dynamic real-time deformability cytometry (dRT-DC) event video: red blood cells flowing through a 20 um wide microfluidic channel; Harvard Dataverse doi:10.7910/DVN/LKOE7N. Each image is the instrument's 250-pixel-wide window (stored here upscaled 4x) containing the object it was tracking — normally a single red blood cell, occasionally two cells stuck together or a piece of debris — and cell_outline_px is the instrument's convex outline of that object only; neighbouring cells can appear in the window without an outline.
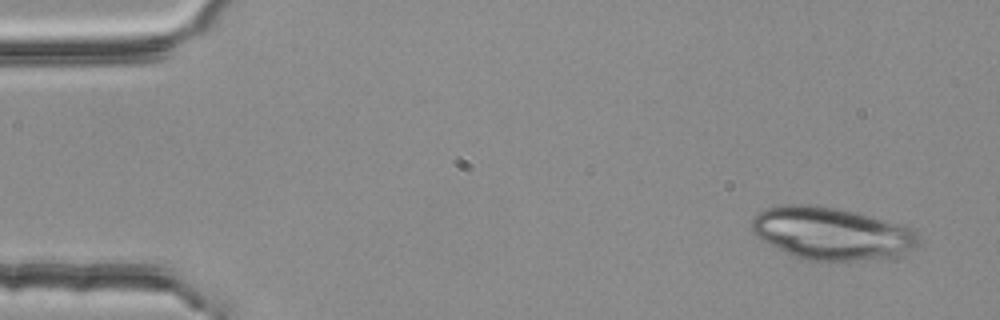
{"species": "common noctule bat (a hibernating species)", "species_latin": "Nyctalus noctula", "temperature_condition": "room temperature", "stored_images_in_passage": 6, "camera_frame_rate_fps": 3000, "um_per_image_px": 0.085, "animal": {"sex": "female", "body_mass_g": 25.1}, "frame": {"image": 1, "passage_image": 1, "time_ms": 0.0, "image_size_px": [1000, 320], "cell_outline_px": [[920, 240], [916, 248], [900, 256], [880, 260], [808, 260], [796, 256], [756, 236], [752, 232], [752, 220], [760, 212], [768, 208], [788, 204], [808, 204], [836, 208], [868, 216], [908, 228], [916, 232]], "centroid_in_image_um": [70.73, 19.86], "position_along_channel_um": 14.3, "area_um2": 50.11}}
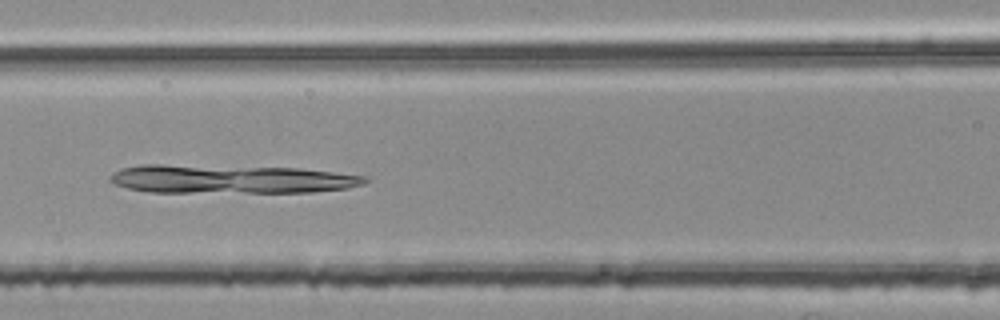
{"frame": {"image": 2, "passage_image": 6, "time_ms": 1.667, "image_size_px": [1000, 320], "cell_outline_px": [[368, 180], [364, 184], [348, 188], [312, 192], [152, 192], [128, 188], [116, 184], [108, 180], [108, 176], [120, 168], [140, 164], [160, 164], [300, 168], [368, 176]], "centroid_in_image_um": [19.61, 15.21], "position_along_channel_um": 147.0, "area_um2": 42.71}}